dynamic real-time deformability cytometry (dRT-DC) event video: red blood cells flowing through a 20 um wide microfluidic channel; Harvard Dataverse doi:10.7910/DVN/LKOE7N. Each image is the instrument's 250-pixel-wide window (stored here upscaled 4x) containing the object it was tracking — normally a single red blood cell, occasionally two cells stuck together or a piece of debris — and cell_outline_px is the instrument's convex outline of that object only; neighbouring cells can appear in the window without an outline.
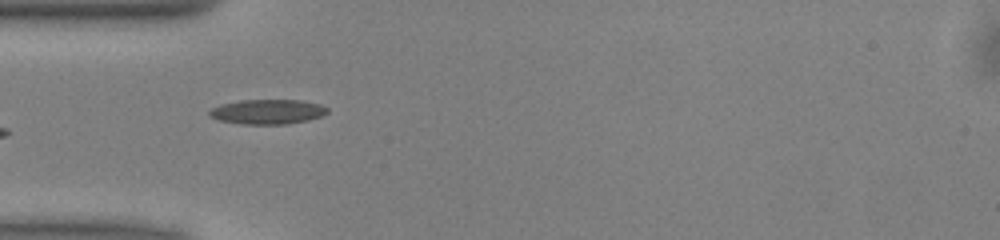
{"species": "common noctule bat (a hibernating species)", "species_latin": "Nyctalus noctula", "temperature_condition": "warm", "stored_images_in_passage": 34, "camera_frame_rate_fps": 3000, "um_per_image_px": 0.085, "animal": {"sex": "male", "body_mass_g": 13.0, "forearm_length_mm": 53.1}, "frame": {"image": 1, "passage_image": 1, "time_ms": 0.0, "image_size_px": [1000, 240], "cell_outline_px": [[328, 112], [324, 116], [308, 120], [288, 124], [240, 124], [220, 120], [208, 116], [208, 112], [212, 108], [220, 104], [240, 100], [304, 100], [320, 104], [328, 108]], "centroid_in_image_um": [22.76, 9.49], "position_along_channel_um": 62.2, "area_um2": 17.22}, "authors_computed_cell_mechanics": {"area_um2": 17.629, "velocity_mm_per_s": 4.0029, "shape_relaxation_time_tau1_ms": 4.3002, "shape_relaxation_time_tau2_ms": 1.9718, "deformation_change_tau1": 0.1158, "deformation_change_tau2": 0.0751}}